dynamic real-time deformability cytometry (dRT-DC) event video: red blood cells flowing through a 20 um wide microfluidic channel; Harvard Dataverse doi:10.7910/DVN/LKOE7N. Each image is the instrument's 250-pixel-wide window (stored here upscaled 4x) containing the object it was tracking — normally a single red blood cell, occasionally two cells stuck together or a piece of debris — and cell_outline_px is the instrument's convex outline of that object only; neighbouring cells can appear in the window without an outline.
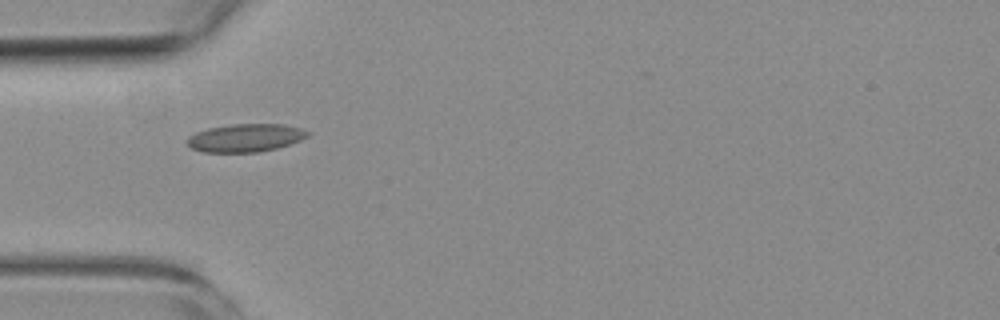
{"species": "common noctule bat (a hibernating species)", "species_latin": "Nyctalus noctula", "temperature_condition": "room temperature", "stored_images_in_passage": 9, "camera_frame_rate_fps": 3000, "um_per_image_px": 0.085, "animal": {"sex": "female", "body_mass_g": 19.3, "forearm_length_mm": 54.1}, "frame": {"image": 1, "passage_image": 4, "time_ms": 4.667, "image_size_px": [1000, 320], "cell_outline_px": [[312, 132], [308, 136], [300, 140], [276, 148], [260, 152], [200, 152], [192, 148], [188, 144], [188, 136], [196, 132], [208, 128], [232, 124], [284, 124], [300, 128]], "centroid_in_image_um": [20.87, 11.71], "position_along_channel_um": 64.1, "area_um2": 19.65}}
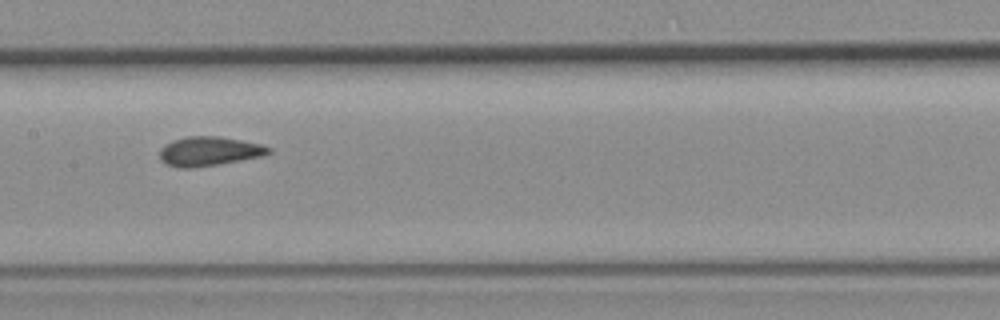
{"frame": {"image": 2, "passage_image": 7, "time_ms": 8.0, "image_size_px": [1000, 320], "cell_outline_px": [[272, 152], [264, 156], [220, 164], [192, 168], [176, 168], [160, 160], [160, 148], [164, 144], [172, 140], [188, 136], [220, 136], [260, 144], [272, 148]], "centroid_in_image_um": [17.77, 12.86], "position_along_channel_um": 189.6, "area_um2": 18.79}}
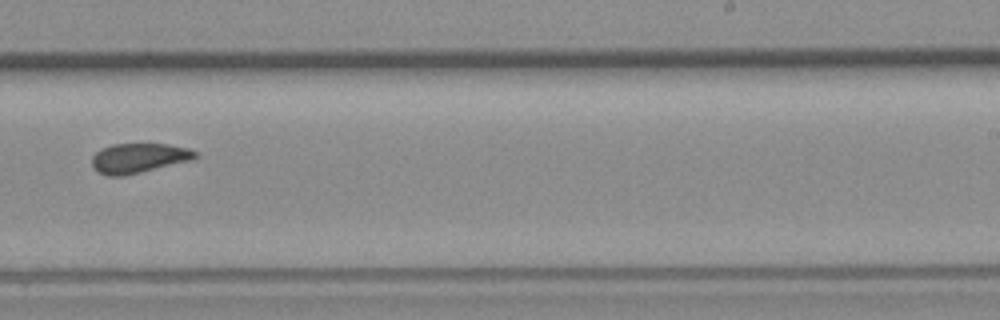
{"frame": {"image": 3, "passage_image": 9, "time_ms": 10.333, "image_size_px": [1000, 320], "cell_outline_px": [[200, 156], [192, 160], [124, 176], [108, 176], [96, 172], [92, 168], [92, 156], [96, 152], [112, 144], [168, 144], [188, 148], [196, 152]], "centroid_in_image_um": [11.78, 13.45], "position_along_channel_um": 277.2, "area_um2": 17.98}}